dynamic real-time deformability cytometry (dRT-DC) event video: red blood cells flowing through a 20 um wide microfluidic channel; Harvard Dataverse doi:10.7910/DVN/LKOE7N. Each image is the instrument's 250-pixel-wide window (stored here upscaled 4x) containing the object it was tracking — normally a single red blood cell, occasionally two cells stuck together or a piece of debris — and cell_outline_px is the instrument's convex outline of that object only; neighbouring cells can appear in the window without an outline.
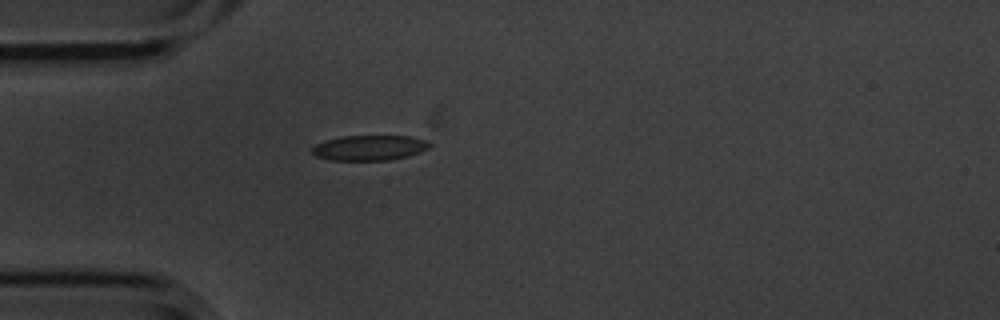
{"species": "common noctule bat (a hibernating species)", "species_latin": "Nyctalus noctula", "temperature_condition": "cold", "stored_images_in_passage": 1, "camera_frame_rate_fps": 3000, "um_per_image_px": 0.085, "animal": {"sex": "male", "body_mass_g": 20.1, "forearm_length_mm": 53.5}, "frame": {"image": 1, "passage_image": 1, "time_ms": 0.0, "image_size_px": [1000, 320], "cell_outline_px": [[432, 144], [428, 148], [420, 152], [408, 156], [388, 160], [328, 160], [316, 156], [312, 152], [312, 148], [316, 144], [324, 140], [344, 136], [412, 136], [428, 140]], "centroid_in_image_um": [31.42, 12.56], "position_along_channel_um": 53.6, "area_um2": 17.34}}